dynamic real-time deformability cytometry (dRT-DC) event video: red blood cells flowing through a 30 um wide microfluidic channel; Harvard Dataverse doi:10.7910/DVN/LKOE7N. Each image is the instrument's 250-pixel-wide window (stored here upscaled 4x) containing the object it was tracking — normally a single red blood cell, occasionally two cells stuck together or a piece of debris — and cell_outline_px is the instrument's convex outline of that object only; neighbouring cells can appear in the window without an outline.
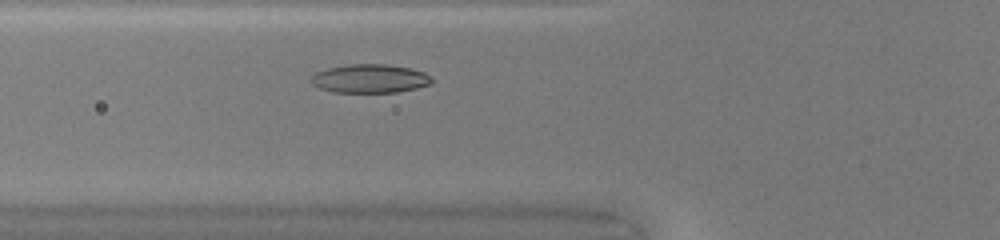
{"species": "common noctule bat (a hibernating species)", "species_latin": "Nyctalus noctula", "temperature_condition": "warm", "stored_images_in_passage": 31, "camera_frame_rate_fps": 3000, "um_per_image_px": 0.085, "animal": {"sex": "female", "body_mass_g": 20.0, "forearm_length_mm": 54.0}, "frame": {"image": 1, "passage_image": 7, "time_ms": 2.0, "image_size_px": [1000, 240], "cell_outline_px": [[432, 84], [416, 88], [396, 92], [332, 92], [320, 88], [312, 84], [312, 76], [316, 72], [328, 68], [348, 64], [384, 64], [412, 68], [424, 72], [432, 76]], "centroid_in_image_um": [31.47, 6.67], "position_along_channel_um": 94.3, "area_um2": 20.17}}
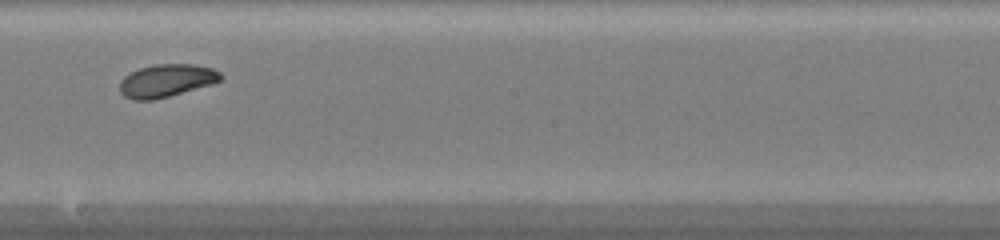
{"frame": {"image": 2, "passage_image": 17, "time_ms": 5.333, "image_size_px": [1000, 240], "cell_outline_px": [[224, 76], [216, 84], [152, 100], [132, 100], [124, 96], [120, 92], [120, 80], [124, 76], [140, 68], [156, 64], [196, 64], [212, 68], [220, 72]], "centroid_in_image_um": [14.19, 6.85], "position_along_channel_um": 234.0, "area_um2": 19.48}}
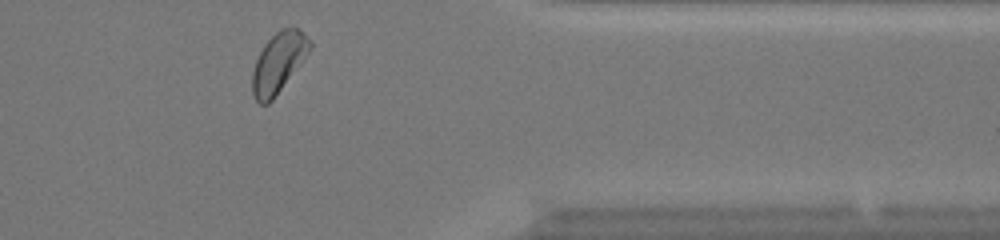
{"frame": {"image": 3, "passage_image": 29, "time_ms": 9.333, "image_size_px": [1000, 240], "cell_outline_px": [[312, 48], [300, 64], [272, 100], [268, 104], [260, 104], [256, 100], [252, 92], [252, 72], [256, 60], [264, 44], [280, 28], [296, 28], [312, 40]], "centroid_in_image_um": [23.67, 5.32], "position_along_channel_um": 387.7, "area_um2": 19.88}, "authors_computed_cell_mechanics": {"area_um2": 19.5364, "velocity_mm_per_s": 4.1968, "shape_relaxation_time_tau1_ms": 2.4505, "shape_relaxation_time_tau2_ms": null, "deformation_change_tau1": 0.1011, "deformation_change_tau2": null}}